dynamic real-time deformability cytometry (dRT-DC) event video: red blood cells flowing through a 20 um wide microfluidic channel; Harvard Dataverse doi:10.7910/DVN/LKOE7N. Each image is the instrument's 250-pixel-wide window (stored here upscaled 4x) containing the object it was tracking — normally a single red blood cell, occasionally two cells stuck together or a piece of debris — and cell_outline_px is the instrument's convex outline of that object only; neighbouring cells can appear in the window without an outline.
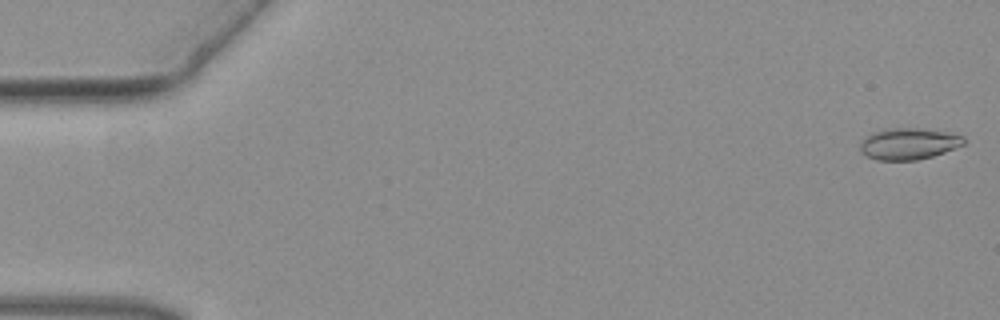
{"species": "common noctule bat (a hibernating species)", "species_latin": "Nyctalus noctula", "temperature_condition": "warm", "stored_images_in_passage": 51, "camera_frame_rate_fps": 3000, "um_per_image_px": 0.085, "animal": {"sex": "female", "body_mass_g": 19.3, "forearm_length_mm": 54.1}, "frame": {"image": 1, "passage_image": 1, "time_ms": 0.0, "image_size_px": [1000, 320], "cell_outline_px": [[964, 144], [944, 152], [932, 156], [916, 160], [876, 160], [860, 152], [860, 144], [872, 132], [884, 128], [920, 128], [944, 132], [964, 136]], "centroid_in_image_um": [77.21, 12.22], "position_along_channel_um": 7.8, "area_um2": 18.84}}
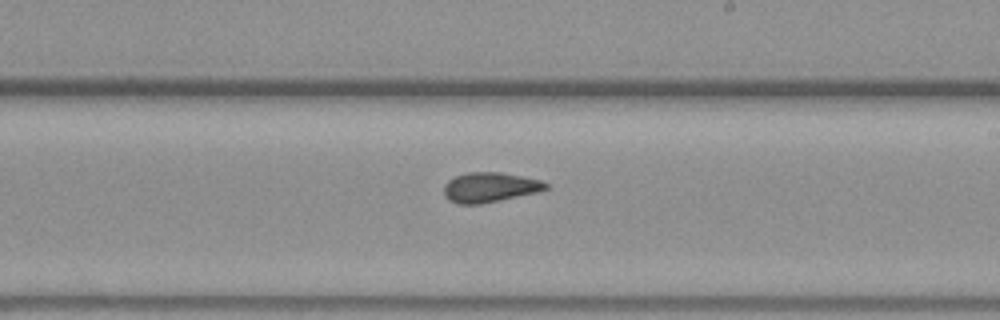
{"frame": {"image": 2, "passage_image": 30, "time_ms": 9.667, "image_size_px": [1000, 320], "cell_outline_px": [[548, 188], [536, 192], [500, 200], [480, 204], [456, 204], [448, 200], [444, 196], [444, 184], [448, 180], [456, 176], [468, 172], [500, 172], [540, 180], [548, 184]], "centroid_in_image_um": [41.58, 15.93], "position_along_channel_um": 247.4, "area_um2": 17.63}}
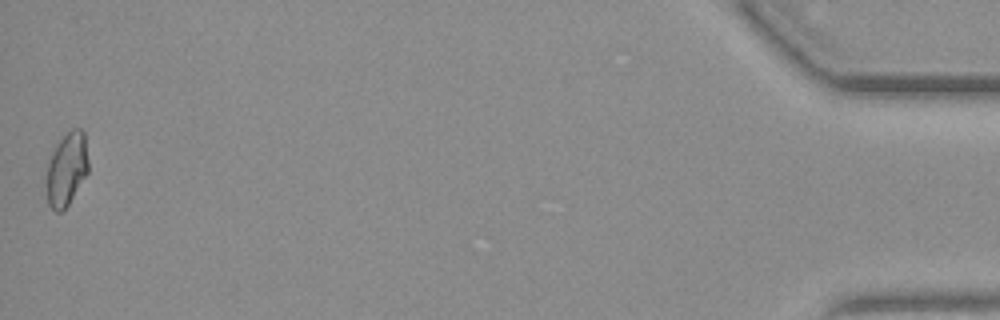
{"frame": {"image": 3, "passage_image": 51, "time_ms": 16.667, "image_size_px": [1000, 320], "cell_outline_px": [[88, 172], [68, 204], [60, 212], [56, 212], [48, 204], [44, 184], [48, 164], [52, 152], [56, 144], [72, 128], [80, 128], [84, 132], [88, 160]], "centroid_in_image_um": [5.64, 14.38], "position_along_channel_um": 429.6, "area_um2": 17.98}}